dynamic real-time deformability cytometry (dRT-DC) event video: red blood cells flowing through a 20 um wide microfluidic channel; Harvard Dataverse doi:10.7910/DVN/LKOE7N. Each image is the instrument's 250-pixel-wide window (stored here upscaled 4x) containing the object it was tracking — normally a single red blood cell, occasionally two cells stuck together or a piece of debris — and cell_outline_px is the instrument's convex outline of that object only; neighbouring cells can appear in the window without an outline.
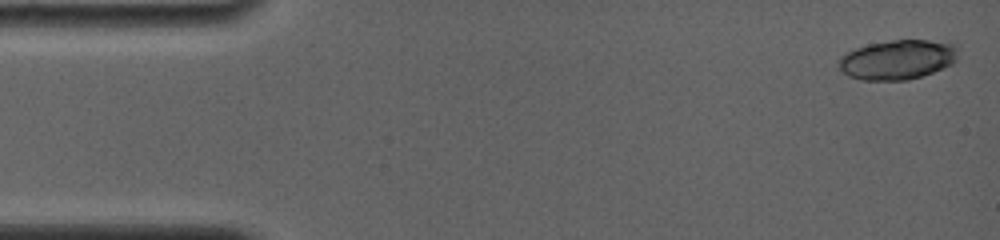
{"species": "common noctule bat (a hibernating species)", "species_latin": "Nyctalus noctula", "temperature_condition": "room temperature", "stored_images_in_passage": 5, "camera_frame_rate_fps": 4000, "um_per_image_px": 0.085, "animal": {"sex": "female", "body_mass_g": 19.0, "forearm_length_mm": 56.7}, "frame": {"image": 1, "passage_image": 1, "time_ms": 0.0, "image_size_px": [1000, 240], "cell_outline_px": [[956, 60], [952, 64], [944, 68], [908, 80], [860, 80], [848, 76], [840, 68], [836, 60], [840, 56], [856, 48], [868, 44], [892, 40], [948, 40], [956, 44]], "centroid_in_image_um": [76.3, 5.05], "position_along_channel_um": 8.7, "area_um2": 27.8}}
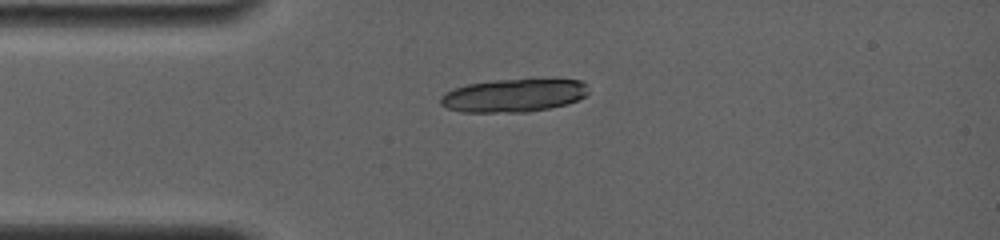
{"frame": {"image": 2, "passage_image": 5, "time_ms": 3.5, "image_size_px": [1000, 240], "cell_outline_px": [[588, 92], [584, 96], [568, 104], [528, 112], [460, 112], [448, 108], [440, 104], [440, 96], [444, 92], [468, 84], [496, 80], [528, 76], [580, 80], [584, 84]], "centroid_in_image_um": [43.68, 8.07], "position_along_channel_um": 41.3, "area_um2": 29.36}}